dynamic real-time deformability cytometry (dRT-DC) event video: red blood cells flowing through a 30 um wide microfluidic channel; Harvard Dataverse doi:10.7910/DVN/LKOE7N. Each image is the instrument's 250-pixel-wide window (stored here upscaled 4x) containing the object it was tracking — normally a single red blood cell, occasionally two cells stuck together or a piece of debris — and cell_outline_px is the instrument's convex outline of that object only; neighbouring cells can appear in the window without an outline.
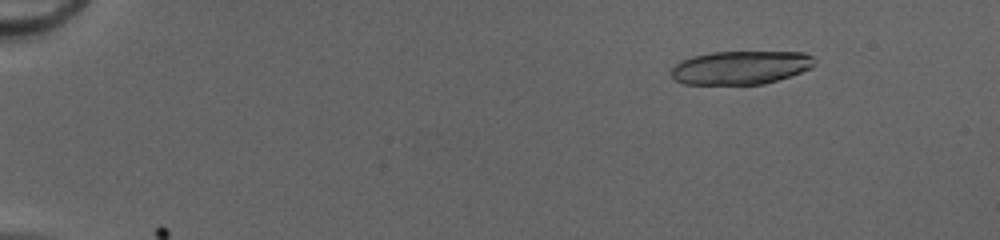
{"species": "common noctule bat (a hibernating species)", "species_latin": "Nyctalus noctula", "temperature_condition": "cold", "stored_images_in_passage": 9, "camera_frame_rate_fps": 3000, "um_per_image_px": 0.085, "animal": {"sex": "female", "body_mass_g": 20.0, "forearm_length_mm": 54.0}, "frame": {"image": 1, "passage_image": 8, "time_ms": 2.333, "image_size_px": [1000, 240], "cell_outline_px": [[816, 64], [812, 68], [764, 84], [684, 84], [676, 80], [672, 76], [672, 68], [680, 60], [692, 56], [712, 52], [804, 52], [812, 56], [816, 60]], "centroid_in_image_um": [62.97, 5.73], "position_along_channel_um": 22.0, "area_um2": 27.92}}